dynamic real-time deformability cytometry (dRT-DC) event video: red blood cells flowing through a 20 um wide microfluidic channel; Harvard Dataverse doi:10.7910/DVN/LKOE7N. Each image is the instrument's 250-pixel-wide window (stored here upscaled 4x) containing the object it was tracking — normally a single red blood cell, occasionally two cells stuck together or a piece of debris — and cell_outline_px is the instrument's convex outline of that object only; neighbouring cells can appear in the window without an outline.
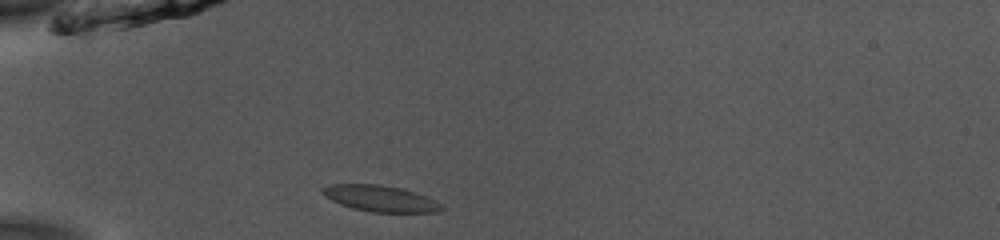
{"species": "common noctule bat (a hibernating species)", "species_latin": "Nyctalus noctula", "temperature_condition": "room temperature", "stored_images_in_passage": 37, "camera_frame_rate_fps": 3000, "um_per_image_px": 0.085, "animal": {"sex": "male", "body_mass_g": 13.0, "forearm_length_mm": 53.1}, "frame": {"image": 1, "passage_image": 1, "time_ms": 0.0, "image_size_px": [1000, 240], "cell_outline_px": [[448, 208], [440, 212], [372, 212], [352, 208], [340, 204], [324, 196], [320, 192], [320, 188], [328, 184], [380, 184], [400, 188], [416, 192], [428, 196], [436, 200]], "centroid_in_image_um": [32.36, 16.87], "position_along_channel_um": 52.6, "area_um2": 18.55}}
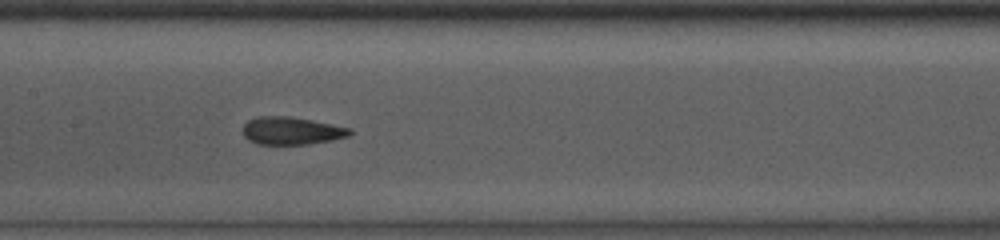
{"frame": {"image": 2, "passage_image": 12, "time_ms": 3.667, "image_size_px": [1000, 240], "cell_outline_px": [[352, 132], [348, 136], [332, 140], [308, 144], [256, 144], [248, 140], [244, 136], [244, 124], [248, 120], [260, 116], [288, 116], [312, 120], [352, 128]], "centroid_in_image_um": [24.78, 11.11], "position_along_channel_um": 182.6, "area_um2": 17.22}}
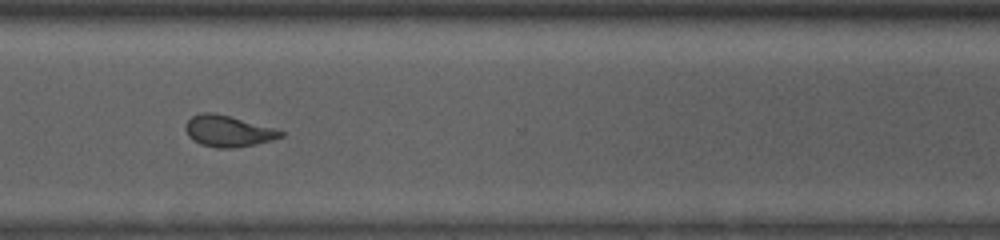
{"frame": {"image": 3, "passage_image": 25, "time_ms": 8.0, "image_size_px": [1000, 240], "cell_outline_px": [[284, 136], [272, 140], [256, 144], [232, 148], [216, 148], [200, 144], [192, 140], [188, 136], [184, 128], [184, 124], [192, 116], [200, 112], [212, 112], [228, 116], [272, 128], [284, 132]], "centroid_in_image_um": [19.32, 11.15], "position_along_channel_um": 351.3, "area_um2": 17.22}, "authors_computed_cell_mechanics": {"area_um2": 17.4556, "velocity_mm_per_s": 3.8988, "shape_relaxation_time_tau1_ms": 7.2403, "shape_relaxation_time_tau2_ms": 1.3307, "deformation_change_tau1": 0.1846, "deformation_change_tau2": 0.056}}